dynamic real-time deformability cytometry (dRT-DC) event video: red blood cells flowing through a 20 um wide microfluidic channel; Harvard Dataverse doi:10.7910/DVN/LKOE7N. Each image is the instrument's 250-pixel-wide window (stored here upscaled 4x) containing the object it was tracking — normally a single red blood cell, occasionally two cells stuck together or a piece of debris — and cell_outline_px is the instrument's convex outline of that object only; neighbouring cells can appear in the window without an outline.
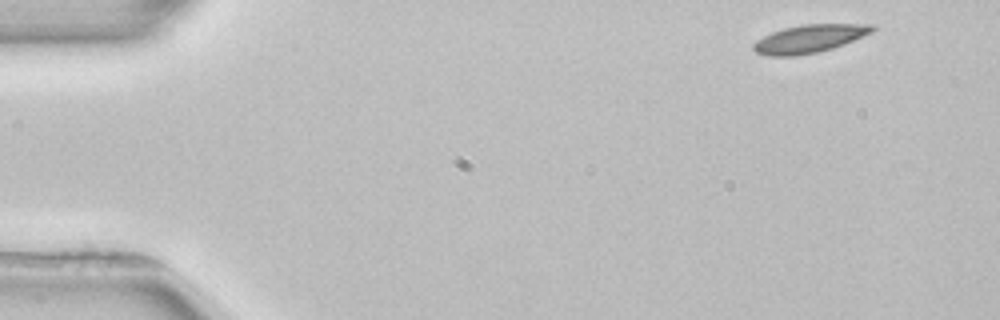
{"species": "common noctule bat (a hibernating species)", "species_latin": "Nyctalus noctula", "temperature_condition": "room temperature", "stored_images_in_passage": 3, "camera_frame_rate_fps": 3000, "um_per_image_px": 0.085, "animal": {"sex": "female", "body_mass_g": 22.7, "forearm_length_mm": 54.2}, "frame": {"image": 1, "passage_image": 1, "time_ms": 0.0, "image_size_px": [1000, 320], "cell_outline_px": [[876, 28], [872, 32], [832, 48], [816, 52], [792, 56], [768, 56], [756, 52], [752, 48], [752, 44], [756, 40], [772, 32], [784, 28], [800, 24], [876, 24]], "centroid_in_image_um": [68.77, 3.28], "position_along_channel_um": 16.2, "area_um2": 19.25}}